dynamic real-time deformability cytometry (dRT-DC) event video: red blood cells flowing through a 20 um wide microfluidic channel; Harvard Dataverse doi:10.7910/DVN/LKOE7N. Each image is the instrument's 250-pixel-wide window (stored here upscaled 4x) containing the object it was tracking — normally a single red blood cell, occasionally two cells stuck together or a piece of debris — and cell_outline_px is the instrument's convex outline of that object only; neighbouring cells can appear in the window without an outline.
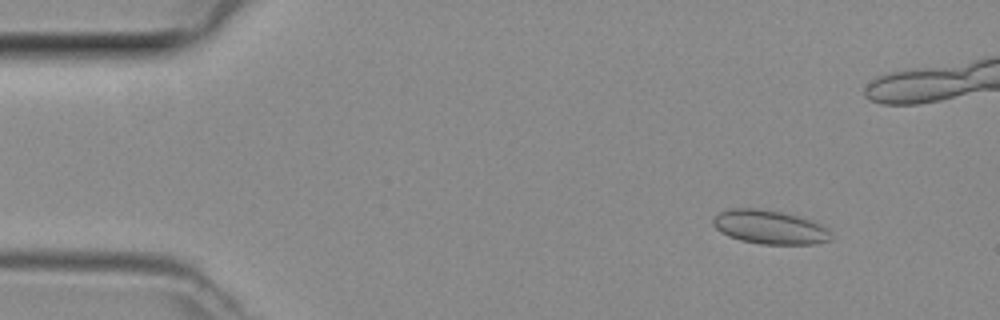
{"species": "common noctule bat (a hibernating species)", "species_latin": "Nyctalus noctula", "temperature_condition": "room temperature", "stored_images_in_passage": 44, "camera_frame_rate_fps": 3000, "um_per_image_px": 0.085, "animal": {"sex": "female", "body_mass_g": 29.2, "forearm_length_mm": 56.3}, "frame": {"image": 1, "passage_image": 2, "time_ms": 0.333, "image_size_px": [1000, 320], "cell_outline_px": [[832, 240], [816, 244], [760, 244], [740, 240], [728, 236], [720, 232], [712, 224], [712, 220], [720, 212], [732, 208], [756, 208], [780, 212], [812, 220], [828, 228], [832, 236]], "centroid_in_image_um": [65.44, 19.32], "position_along_channel_um": 19.6, "area_um2": 23.29}}
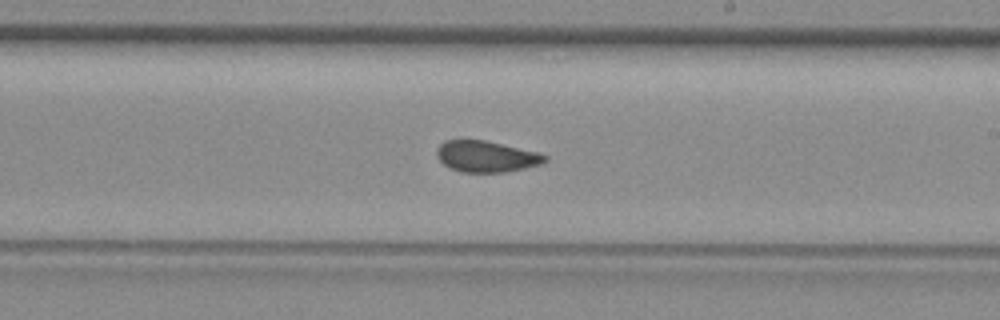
{"frame": {"image": 2, "passage_image": 24, "time_ms": 7.667, "image_size_px": [1000, 320], "cell_outline_px": [[548, 160], [540, 164], [524, 168], [504, 172], [460, 172], [444, 164], [436, 156], [436, 148], [444, 140], [484, 140], [536, 152], [548, 156]], "centroid_in_image_um": [41.3, 13.3], "position_along_channel_um": 247.7, "area_um2": 19.48}}
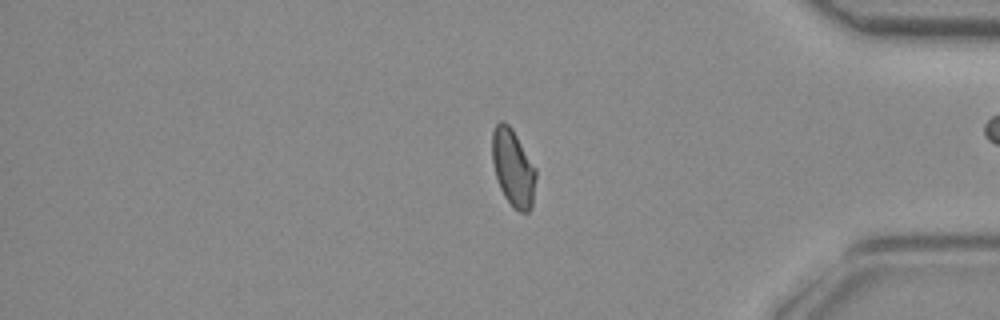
{"frame": {"image": 3, "passage_image": 36, "time_ms": 11.667, "image_size_px": [1000, 320], "cell_outline_px": [[536, 176], [532, 208], [528, 212], [520, 212], [512, 208], [504, 196], [500, 188], [492, 164], [492, 132], [496, 124], [500, 120], [504, 120], [512, 128], [536, 168]], "centroid_in_image_um": [43.61, 14.27], "position_along_channel_um": 391.6, "area_um2": 19.88}}